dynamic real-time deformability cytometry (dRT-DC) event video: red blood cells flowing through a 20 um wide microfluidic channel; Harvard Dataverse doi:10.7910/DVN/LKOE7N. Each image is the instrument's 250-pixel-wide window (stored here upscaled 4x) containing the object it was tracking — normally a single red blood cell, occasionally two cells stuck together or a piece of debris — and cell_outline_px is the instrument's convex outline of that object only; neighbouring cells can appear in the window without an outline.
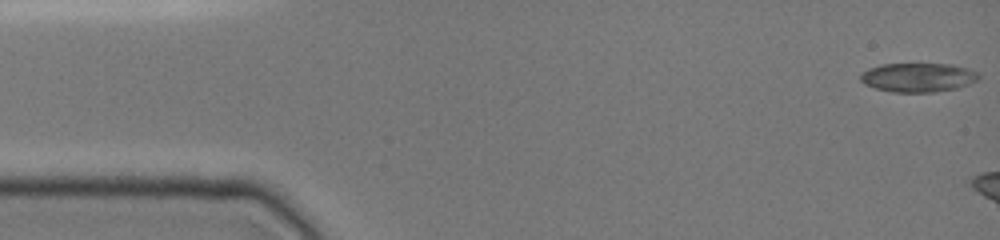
{"species": "common noctule bat (a hibernating species)", "species_latin": "Nyctalus noctula", "temperature_condition": "cold", "stored_images_in_passage": 9, "camera_frame_rate_fps": 3000, "um_per_image_px": 0.085, "animal": {"sex": "female", "body_mass_g": 19.0, "forearm_length_mm": 51.5}, "frame": {"image": 1, "passage_image": 1, "time_ms": 0.0, "image_size_px": [1000, 240], "cell_outline_px": [[980, 80], [956, 88], [936, 92], [892, 92], [876, 88], [864, 84], [860, 80], [860, 72], [868, 68], [880, 64], [952, 64], [968, 68], [976, 72], [980, 76]], "centroid_in_image_um": [78.02, 6.58], "position_along_channel_um": 7.0, "area_um2": 20.17}}